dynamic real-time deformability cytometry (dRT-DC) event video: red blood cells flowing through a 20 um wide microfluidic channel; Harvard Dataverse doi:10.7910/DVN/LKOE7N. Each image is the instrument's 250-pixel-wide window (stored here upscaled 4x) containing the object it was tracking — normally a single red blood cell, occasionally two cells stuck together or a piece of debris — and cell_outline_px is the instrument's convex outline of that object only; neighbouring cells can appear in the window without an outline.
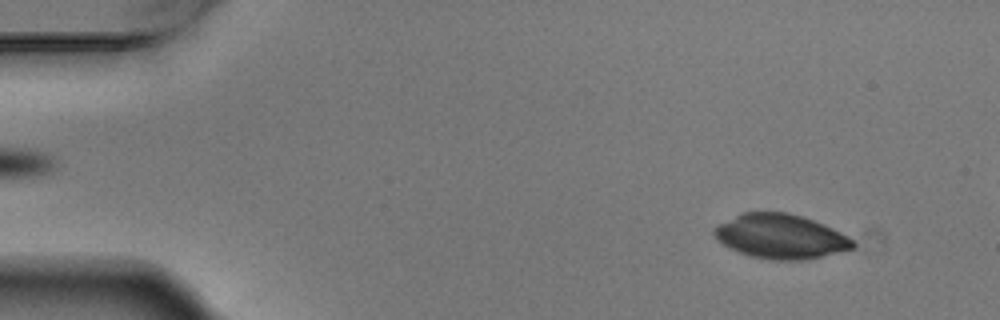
{"species": "Egyptian fruit bat (a non-hibernating species)", "species_latin": "Rousettus aegyptiacus", "temperature_condition": "warm", "stored_images_in_passage": 5, "camera_frame_rate_fps": 3000, "um_per_image_px": 0.085, "animal": {"sex": "male"}, "frame": {"image": 1, "passage_image": 1, "time_ms": 0.0, "image_size_px": [1000, 320], "cell_outline_px": [[856, 248], [804, 260], [768, 260], [752, 256], [728, 248], [720, 244], [716, 240], [712, 232], [720, 224], [740, 212], [788, 212], [824, 224], [848, 236], [856, 244]], "centroid_in_image_um": [66.33, 20.1], "position_along_channel_um": 18.7, "area_um2": 35.95}}